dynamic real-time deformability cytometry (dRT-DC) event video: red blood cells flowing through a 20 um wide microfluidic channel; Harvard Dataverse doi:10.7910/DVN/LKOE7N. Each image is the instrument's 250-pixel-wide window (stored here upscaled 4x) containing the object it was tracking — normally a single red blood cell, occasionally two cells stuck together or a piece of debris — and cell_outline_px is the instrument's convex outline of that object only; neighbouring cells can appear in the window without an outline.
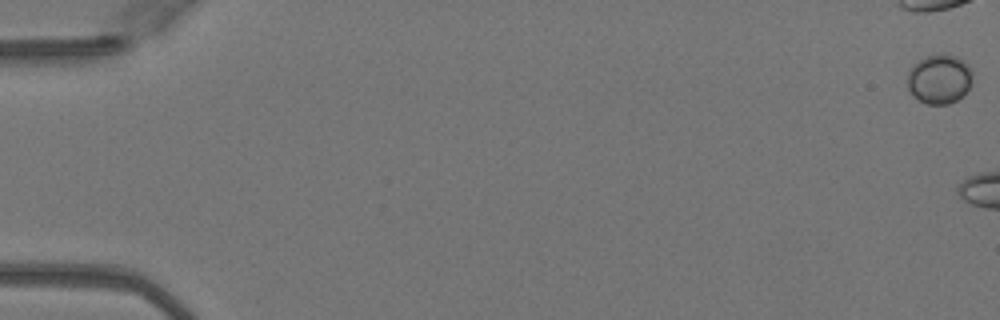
{"species": "Egyptian fruit bat (a non-hibernating species)", "species_latin": "Rousettus aegyptiacus", "temperature_condition": "warm", "stored_images_in_passage": 5, "camera_frame_rate_fps": 3000, "um_per_image_px": 0.085, "animal": {"sex": "female"}, "frame": {"image": 1, "passage_image": 1, "time_ms": 0.0, "image_size_px": [1000, 320], "cell_outline_px": [[972, 84], [964, 96], [948, 104], [928, 104], [912, 96], [908, 92], [908, 72], [912, 64], [928, 56], [956, 56], [964, 60], [968, 64], [972, 72]], "centroid_in_image_um": [79.86, 6.75], "position_along_channel_um": 5.1, "area_um2": 18.73}}